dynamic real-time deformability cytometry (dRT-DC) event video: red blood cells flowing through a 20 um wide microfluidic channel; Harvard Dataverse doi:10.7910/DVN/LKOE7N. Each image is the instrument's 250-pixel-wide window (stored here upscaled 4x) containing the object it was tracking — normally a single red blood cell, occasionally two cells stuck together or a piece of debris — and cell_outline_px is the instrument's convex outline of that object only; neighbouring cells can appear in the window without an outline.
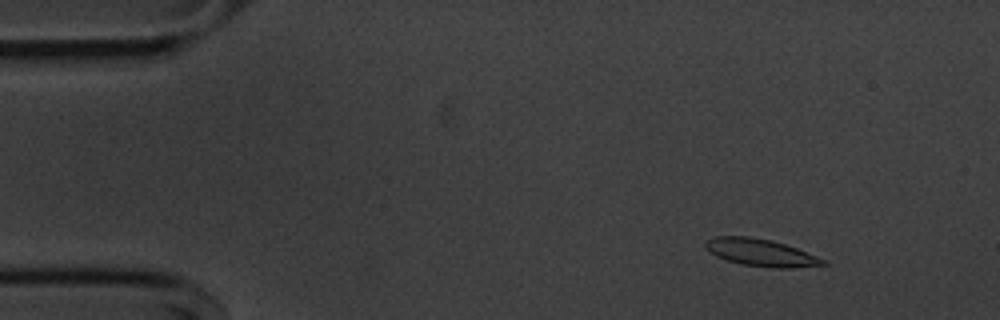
{"species": "common noctule bat (a hibernating species)", "species_latin": "Nyctalus noctula", "temperature_condition": "cold", "stored_images_in_passage": 54, "camera_frame_rate_fps": 3000, "um_per_image_px": 0.085, "animal": {"sex": "male", "body_mass_g": 20.1, "forearm_length_mm": 53.5}, "frame": {"image": 1, "passage_image": 6, "time_ms": 1.667, "image_size_px": [1000, 320], "cell_outline_px": [[828, 264], [792, 268], [772, 268], [740, 264], [716, 256], [708, 252], [704, 248], [704, 240], [716, 236], [748, 236], [772, 240], [796, 248], [816, 256], [824, 260]], "centroid_in_image_um": [64.59, 21.46], "position_along_channel_um": 20.4, "area_um2": 18.73}}
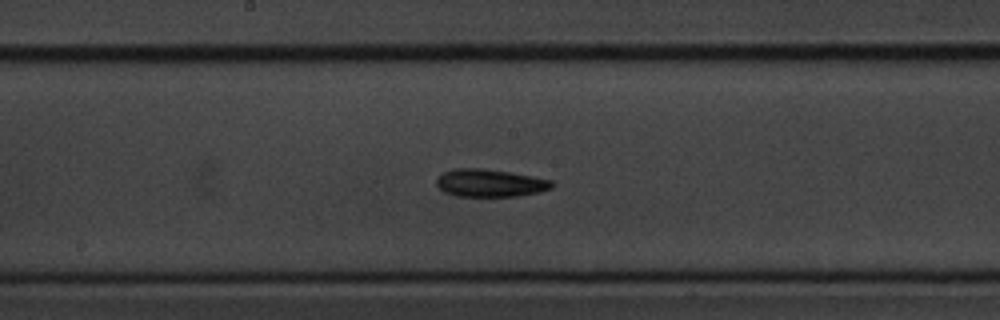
{"frame": {"image": 2, "passage_image": 28, "time_ms": 9.0, "image_size_px": [1000, 320], "cell_outline_px": [[556, 184], [552, 188], [520, 196], [456, 196], [444, 192], [436, 184], [436, 176], [452, 168], [480, 168], [508, 172], [532, 176], [552, 180]], "centroid_in_image_um": [41.63, 15.55], "position_along_channel_um": 206.6, "area_um2": 18.67}}
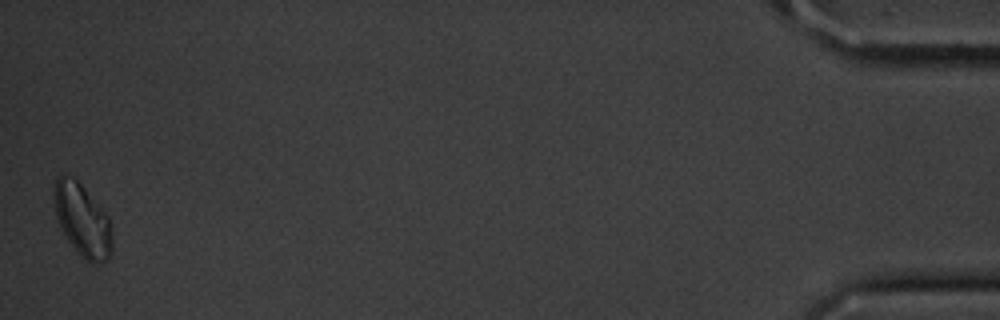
{"frame": {"image": 3, "passage_image": 54, "time_ms": 17.667, "image_size_px": [1000, 320], "cell_outline_px": [[112, 256], [108, 260], [96, 264], [92, 264], [84, 260], [76, 252], [68, 240], [56, 216], [52, 192], [56, 176], [60, 172], [64, 172], [72, 176], [84, 188], [108, 216], [112, 228]], "centroid_in_image_um": [7.0, 18.71], "position_along_channel_um": 428.2, "area_um2": 25.03}, "authors_computed_cell_mechanics": {"area_um2": 18.4671, "velocity_mm_per_s": 3.615, "shape_relaxation_time_tau1_ms": 1.9294, "shape_relaxation_time_tau2_ms": 3.2519, "deformation_change_tau1": 0.1118, "deformation_change_tau2": 0.0995}}